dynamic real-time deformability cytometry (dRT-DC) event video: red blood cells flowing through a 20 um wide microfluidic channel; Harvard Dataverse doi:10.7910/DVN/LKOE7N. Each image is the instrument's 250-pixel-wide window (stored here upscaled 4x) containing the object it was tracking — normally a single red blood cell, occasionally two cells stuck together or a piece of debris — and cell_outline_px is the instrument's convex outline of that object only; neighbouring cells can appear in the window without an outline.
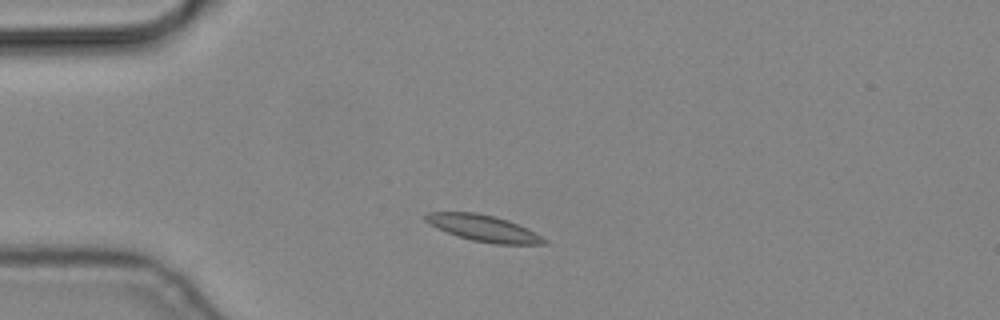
{"species": "common noctule bat (a hibernating species)", "species_latin": "Nyctalus noctula", "temperature_condition": "cold", "stored_images_in_passage": 5, "camera_frame_rate_fps": 3000, "um_per_image_px": 0.085, "animal": {"sex": "male", "body_mass_g": 19.2, "forearm_length_mm": 51.8}, "frame": {"image": 1, "passage_image": 2, "time_ms": 0.333, "image_size_px": [1000, 320], "cell_outline_px": [[548, 244], [496, 244], [472, 240], [436, 228], [428, 224], [424, 220], [424, 212], [476, 212], [496, 216], [508, 220], [548, 240]], "centroid_in_image_um": [41.04, 19.38], "position_along_channel_um": 44.0, "area_um2": 18.03}}
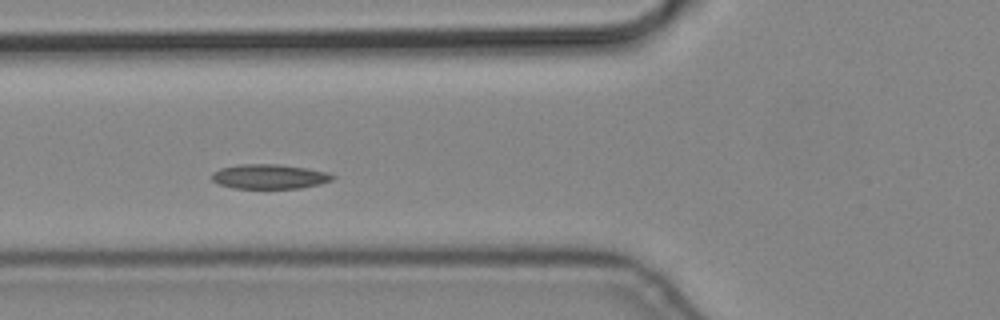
{"frame": {"image": 2, "passage_image": 4, "time_ms": 1.0, "image_size_px": [1000, 320], "cell_outline_px": [[336, 176], [332, 180], [320, 184], [300, 188], [232, 188], [220, 184], [212, 180], [212, 172], [220, 168], [240, 164], [276, 164], [308, 168], [328, 172]], "centroid_in_image_um": [22.91, 15.0], "position_along_channel_um": 102.9, "area_um2": 17.34}}
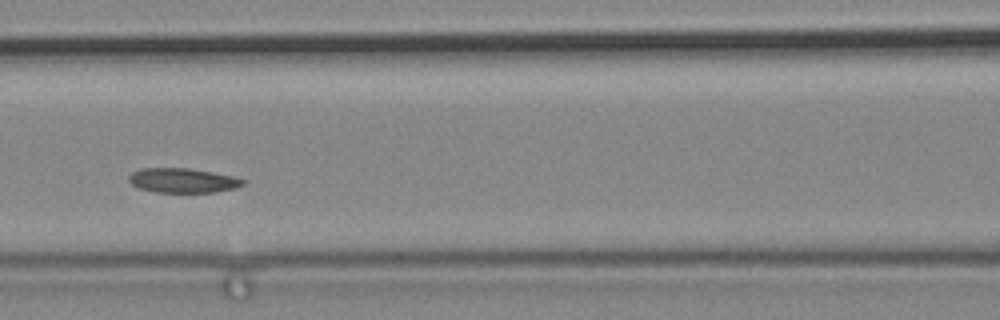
{"frame": {"image": 3, "passage_image": 5, "time_ms": 1.333, "image_size_px": [1000, 320], "cell_outline_px": [[244, 184], [236, 188], [216, 192], [156, 192], [140, 188], [132, 184], [128, 180], [128, 176], [132, 172], [140, 168], [188, 168], [212, 172], [232, 176], [244, 180]], "centroid_in_image_um": [15.51, 15.33], "position_along_channel_um": 151.1, "area_um2": 16.24}}